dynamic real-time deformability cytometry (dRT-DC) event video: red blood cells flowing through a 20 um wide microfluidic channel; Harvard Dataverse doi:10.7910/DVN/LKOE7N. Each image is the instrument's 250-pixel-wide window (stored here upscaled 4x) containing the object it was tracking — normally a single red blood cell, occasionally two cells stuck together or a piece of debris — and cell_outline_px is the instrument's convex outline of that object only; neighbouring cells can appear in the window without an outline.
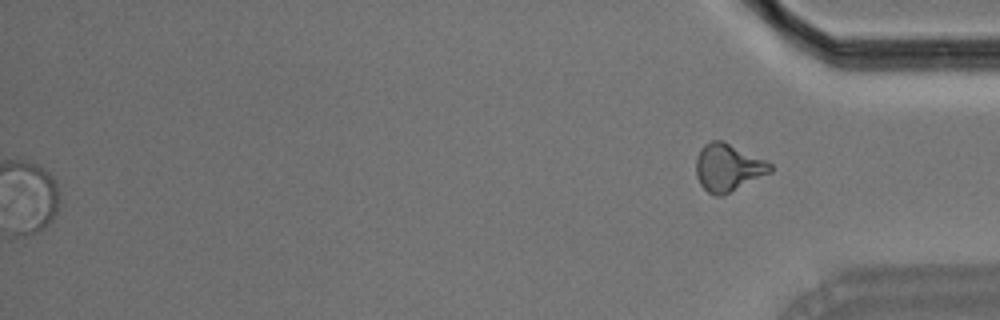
{"species": "Egyptian fruit bat (a non-hibernating species)", "species_latin": "Rousettus aegyptiacus", "temperature_condition": "room temperature", "stored_images_in_passage": 59, "segment_of_instrument_passage": [2, 2], "camera_frame_rate_fps": 3000, "um_per_image_px": 0.085, "animal": {"sex": "male"}, "frame": {"image": 1, "passage_image": 59, "time_ms": 19.333, "image_size_px": [1000, 320], "cell_outline_px": [[772, 172], [720, 196], [716, 196], [708, 192], [700, 184], [696, 176], [696, 160], [700, 148], [704, 144], [712, 140], [724, 140], [772, 164]], "centroid_in_image_um": [61.86, 14.22], "position_along_channel_um": 373.3, "area_um2": 20.35}}